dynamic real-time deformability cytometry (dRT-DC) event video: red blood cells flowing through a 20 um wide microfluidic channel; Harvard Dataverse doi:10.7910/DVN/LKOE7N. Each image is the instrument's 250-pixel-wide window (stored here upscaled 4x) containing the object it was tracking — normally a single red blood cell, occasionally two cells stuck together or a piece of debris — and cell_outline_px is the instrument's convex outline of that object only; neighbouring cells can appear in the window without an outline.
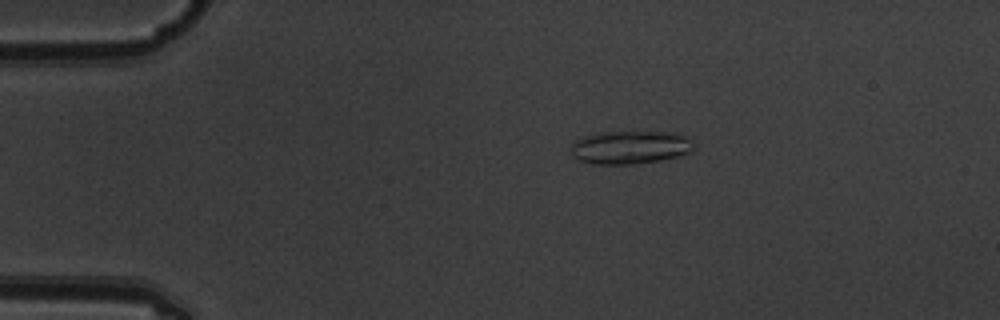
{"species": "common noctule bat (a hibernating species)", "species_latin": "Nyctalus noctula", "temperature_condition": "warm", "stored_images_in_passage": 6, "camera_frame_rate_fps": 3000, "um_per_image_px": 0.085, "animal": {"sex": "male", "body_mass_g": 19.5, "forearm_length_mm": 54.6}, "frame": {"image": 1, "passage_image": 4, "time_ms": 1.0, "image_size_px": [1000, 320], "cell_outline_px": [[692, 148], [688, 152], [676, 156], [660, 160], [632, 164], [592, 164], [580, 160], [572, 156], [572, 144], [580, 136], [604, 132], [672, 132], [684, 136], [692, 144]], "centroid_in_image_um": [53.48, 12.52], "position_along_channel_um": 31.5, "area_um2": 23.41}}